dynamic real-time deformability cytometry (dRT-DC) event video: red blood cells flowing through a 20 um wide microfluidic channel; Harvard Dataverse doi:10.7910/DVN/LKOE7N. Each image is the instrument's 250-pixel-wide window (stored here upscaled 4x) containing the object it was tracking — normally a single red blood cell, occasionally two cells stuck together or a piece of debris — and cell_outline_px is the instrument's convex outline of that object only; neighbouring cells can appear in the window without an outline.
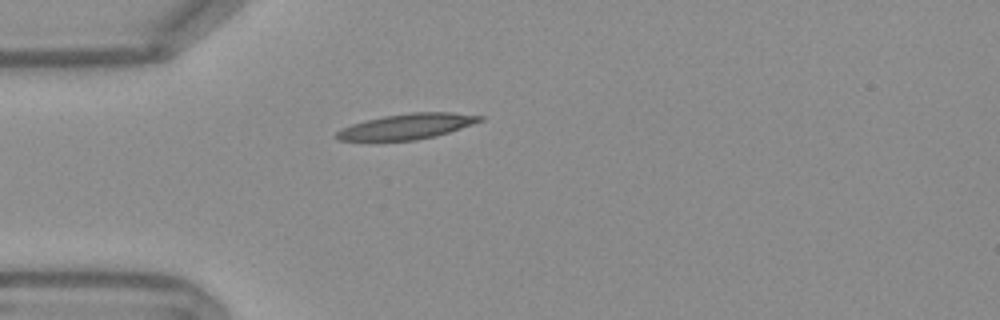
{"species": "Egyptian fruit bat (a non-hibernating species)", "species_latin": "Rousettus aegyptiacus", "temperature_condition": "warm", "stored_images_in_passage": 40, "camera_frame_rate_fps": 3000, "um_per_image_px": 0.085, "frame": {"image": 1, "passage_image": 1, "time_ms": 0.0, "image_size_px": [1000, 320], "cell_outline_px": [[484, 120], [436, 136], [416, 140], [340, 140], [332, 136], [336, 132], [352, 124], [384, 116], [412, 112], [452, 112], [484, 116]], "centroid_in_image_um": [34.62, 10.74], "position_along_channel_um": 50.4, "area_um2": 20.98}}
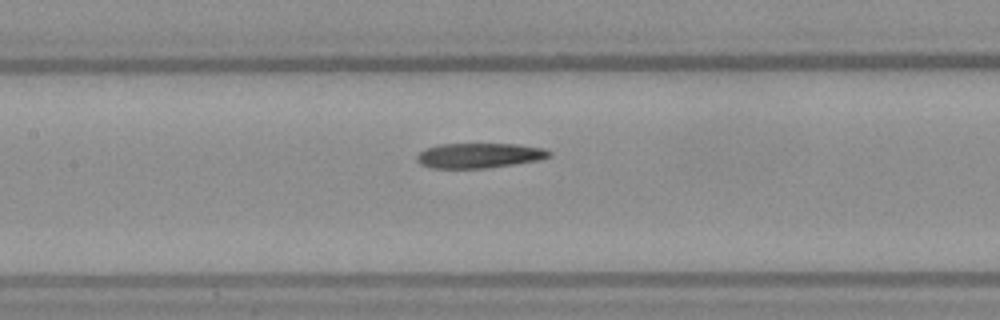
{"frame": {"image": 2, "passage_image": 11, "time_ms": 3.333, "image_size_px": [1000, 320], "cell_outline_px": [[552, 156], [540, 160], [484, 168], [432, 168], [420, 164], [416, 160], [416, 156], [424, 148], [440, 144], [516, 144], [544, 148], [552, 152]], "centroid_in_image_um": [40.73, 13.21], "position_along_channel_um": 166.7, "area_um2": 19.31}}
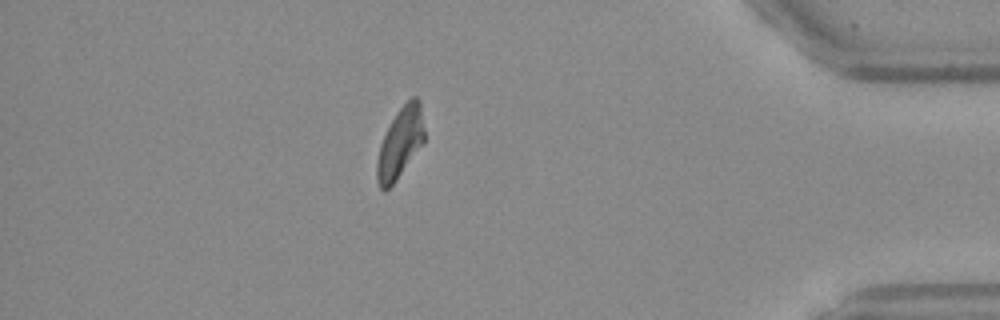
{"frame": {"image": 3, "passage_image": 33, "time_ms": 10.667, "image_size_px": [1000, 320], "cell_outline_px": [[424, 140], [396, 180], [384, 192], [380, 188], [376, 180], [376, 160], [380, 144], [396, 112], [412, 96], [416, 96], [420, 100], [424, 128]], "centroid_in_image_um": [33.99, 12.14], "position_along_channel_um": 401.2, "area_um2": 19.19}, "authors_computed_cell_mechanics": {"area_um2": 20.0566, "velocity_mm_per_s": 3.7659, "shape_relaxation_time_tau1_ms": null, "shape_relaxation_time_tau2_ms": 7.977, "deformation_change_tau1": null, "deformation_change_tau2": 0.1939}}